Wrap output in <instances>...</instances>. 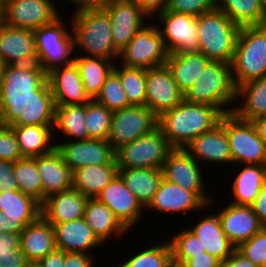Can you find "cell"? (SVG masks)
Listing matches in <instances>:
<instances>
[{
	"instance_id": "obj_27",
	"label": "cell",
	"mask_w": 266,
	"mask_h": 267,
	"mask_svg": "<svg viewBox=\"0 0 266 267\" xmlns=\"http://www.w3.org/2000/svg\"><path fill=\"white\" fill-rule=\"evenodd\" d=\"M200 239L205 251L224 262L236 249L222 230L218 215L208 214L189 228Z\"/></svg>"
},
{
	"instance_id": "obj_37",
	"label": "cell",
	"mask_w": 266,
	"mask_h": 267,
	"mask_svg": "<svg viewBox=\"0 0 266 267\" xmlns=\"http://www.w3.org/2000/svg\"><path fill=\"white\" fill-rule=\"evenodd\" d=\"M74 62L78 66L86 94L95 99L106 78L113 71L115 63L101 57L76 56Z\"/></svg>"
},
{
	"instance_id": "obj_52",
	"label": "cell",
	"mask_w": 266,
	"mask_h": 267,
	"mask_svg": "<svg viewBox=\"0 0 266 267\" xmlns=\"http://www.w3.org/2000/svg\"><path fill=\"white\" fill-rule=\"evenodd\" d=\"M181 267H221V261L207 252L185 259Z\"/></svg>"
},
{
	"instance_id": "obj_10",
	"label": "cell",
	"mask_w": 266,
	"mask_h": 267,
	"mask_svg": "<svg viewBox=\"0 0 266 267\" xmlns=\"http://www.w3.org/2000/svg\"><path fill=\"white\" fill-rule=\"evenodd\" d=\"M157 24L148 23L136 32L128 45L120 51V65L149 69L166 64L169 52Z\"/></svg>"
},
{
	"instance_id": "obj_62",
	"label": "cell",
	"mask_w": 266,
	"mask_h": 267,
	"mask_svg": "<svg viewBox=\"0 0 266 267\" xmlns=\"http://www.w3.org/2000/svg\"><path fill=\"white\" fill-rule=\"evenodd\" d=\"M71 3H74V5L80 4L83 0H68Z\"/></svg>"
},
{
	"instance_id": "obj_23",
	"label": "cell",
	"mask_w": 266,
	"mask_h": 267,
	"mask_svg": "<svg viewBox=\"0 0 266 267\" xmlns=\"http://www.w3.org/2000/svg\"><path fill=\"white\" fill-rule=\"evenodd\" d=\"M184 149L202 166L204 161L205 164L211 162L233 165L227 134L220 122L193 139Z\"/></svg>"
},
{
	"instance_id": "obj_65",
	"label": "cell",
	"mask_w": 266,
	"mask_h": 267,
	"mask_svg": "<svg viewBox=\"0 0 266 267\" xmlns=\"http://www.w3.org/2000/svg\"><path fill=\"white\" fill-rule=\"evenodd\" d=\"M0 21H1V0H0Z\"/></svg>"
},
{
	"instance_id": "obj_4",
	"label": "cell",
	"mask_w": 266,
	"mask_h": 267,
	"mask_svg": "<svg viewBox=\"0 0 266 267\" xmlns=\"http://www.w3.org/2000/svg\"><path fill=\"white\" fill-rule=\"evenodd\" d=\"M236 91L231 64L210 61L194 85L184 94V99L189 103L216 107L222 114H226L232 112L237 103Z\"/></svg>"
},
{
	"instance_id": "obj_60",
	"label": "cell",
	"mask_w": 266,
	"mask_h": 267,
	"mask_svg": "<svg viewBox=\"0 0 266 267\" xmlns=\"http://www.w3.org/2000/svg\"><path fill=\"white\" fill-rule=\"evenodd\" d=\"M26 267H42L39 261H29Z\"/></svg>"
},
{
	"instance_id": "obj_63",
	"label": "cell",
	"mask_w": 266,
	"mask_h": 267,
	"mask_svg": "<svg viewBox=\"0 0 266 267\" xmlns=\"http://www.w3.org/2000/svg\"><path fill=\"white\" fill-rule=\"evenodd\" d=\"M3 66H4V63L0 59V77H1L2 70H3Z\"/></svg>"
},
{
	"instance_id": "obj_42",
	"label": "cell",
	"mask_w": 266,
	"mask_h": 267,
	"mask_svg": "<svg viewBox=\"0 0 266 267\" xmlns=\"http://www.w3.org/2000/svg\"><path fill=\"white\" fill-rule=\"evenodd\" d=\"M136 253L118 267H170L173 264L169 241L164 240L160 244L150 245Z\"/></svg>"
},
{
	"instance_id": "obj_58",
	"label": "cell",
	"mask_w": 266,
	"mask_h": 267,
	"mask_svg": "<svg viewBox=\"0 0 266 267\" xmlns=\"http://www.w3.org/2000/svg\"><path fill=\"white\" fill-rule=\"evenodd\" d=\"M257 129L259 137L266 145V116L260 117L252 121Z\"/></svg>"
},
{
	"instance_id": "obj_20",
	"label": "cell",
	"mask_w": 266,
	"mask_h": 267,
	"mask_svg": "<svg viewBox=\"0 0 266 267\" xmlns=\"http://www.w3.org/2000/svg\"><path fill=\"white\" fill-rule=\"evenodd\" d=\"M47 81L56 106L85 104L91 100L85 92L79 68L74 61L50 70Z\"/></svg>"
},
{
	"instance_id": "obj_16",
	"label": "cell",
	"mask_w": 266,
	"mask_h": 267,
	"mask_svg": "<svg viewBox=\"0 0 266 267\" xmlns=\"http://www.w3.org/2000/svg\"><path fill=\"white\" fill-rule=\"evenodd\" d=\"M145 105L158 117L184 100L167 65L146 69Z\"/></svg>"
},
{
	"instance_id": "obj_47",
	"label": "cell",
	"mask_w": 266,
	"mask_h": 267,
	"mask_svg": "<svg viewBox=\"0 0 266 267\" xmlns=\"http://www.w3.org/2000/svg\"><path fill=\"white\" fill-rule=\"evenodd\" d=\"M236 249L256 266L264 265L266 262V228H262Z\"/></svg>"
},
{
	"instance_id": "obj_53",
	"label": "cell",
	"mask_w": 266,
	"mask_h": 267,
	"mask_svg": "<svg viewBox=\"0 0 266 267\" xmlns=\"http://www.w3.org/2000/svg\"><path fill=\"white\" fill-rule=\"evenodd\" d=\"M141 7V9L151 18L166 10L168 0H131ZM154 15V16H153Z\"/></svg>"
},
{
	"instance_id": "obj_29",
	"label": "cell",
	"mask_w": 266,
	"mask_h": 267,
	"mask_svg": "<svg viewBox=\"0 0 266 267\" xmlns=\"http://www.w3.org/2000/svg\"><path fill=\"white\" fill-rule=\"evenodd\" d=\"M83 218L103 245L110 237H124L129 232L115 214L97 198L88 199Z\"/></svg>"
},
{
	"instance_id": "obj_1",
	"label": "cell",
	"mask_w": 266,
	"mask_h": 267,
	"mask_svg": "<svg viewBox=\"0 0 266 267\" xmlns=\"http://www.w3.org/2000/svg\"><path fill=\"white\" fill-rule=\"evenodd\" d=\"M55 108L47 72L37 62L3 66L0 77L2 125H54Z\"/></svg>"
},
{
	"instance_id": "obj_40",
	"label": "cell",
	"mask_w": 266,
	"mask_h": 267,
	"mask_svg": "<svg viewBox=\"0 0 266 267\" xmlns=\"http://www.w3.org/2000/svg\"><path fill=\"white\" fill-rule=\"evenodd\" d=\"M18 190L43 202V185L36 166L35 157H23L14 162V173Z\"/></svg>"
},
{
	"instance_id": "obj_35",
	"label": "cell",
	"mask_w": 266,
	"mask_h": 267,
	"mask_svg": "<svg viewBox=\"0 0 266 267\" xmlns=\"http://www.w3.org/2000/svg\"><path fill=\"white\" fill-rule=\"evenodd\" d=\"M232 182V204L251 206L266 182V165L243 164Z\"/></svg>"
},
{
	"instance_id": "obj_56",
	"label": "cell",
	"mask_w": 266,
	"mask_h": 267,
	"mask_svg": "<svg viewBox=\"0 0 266 267\" xmlns=\"http://www.w3.org/2000/svg\"><path fill=\"white\" fill-rule=\"evenodd\" d=\"M25 225L21 221H12L2 211H0V232L20 234Z\"/></svg>"
},
{
	"instance_id": "obj_54",
	"label": "cell",
	"mask_w": 266,
	"mask_h": 267,
	"mask_svg": "<svg viewBox=\"0 0 266 267\" xmlns=\"http://www.w3.org/2000/svg\"><path fill=\"white\" fill-rule=\"evenodd\" d=\"M263 228H266V182L251 205Z\"/></svg>"
},
{
	"instance_id": "obj_2",
	"label": "cell",
	"mask_w": 266,
	"mask_h": 267,
	"mask_svg": "<svg viewBox=\"0 0 266 267\" xmlns=\"http://www.w3.org/2000/svg\"><path fill=\"white\" fill-rule=\"evenodd\" d=\"M72 12L74 52H84L85 56L101 57L115 61L120 52L112 40L111 21L108 13L101 6L76 5ZM81 50V51H80Z\"/></svg>"
},
{
	"instance_id": "obj_38",
	"label": "cell",
	"mask_w": 266,
	"mask_h": 267,
	"mask_svg": "<svg viewBox=\"0 0 266 267\" xmlns=\"http://www.w3.org/2000/svg\"><path fill=\"white\" fill-rule=\"evenodd\" d=\"M86 103L66 106H56L54 131L59 130L64 138L69 140H87L89 137L85 125ZM71 137V138H70Z\"/></svg>"
},
{
	"instance_id": "obj_31",
	"label": "cell",
	"mask_w": 266,
	"mask_h": 267,
	"mask_svg": "<svg viewBox=\"0 0 266 267\" xmlns=\"http://www.w3.org/2000/svg\"><path fill=\"white\" fill-rule=\"evenodd\" d=\"M241 99V100H240ZM233 113L241 120L254 121L266 116V76L250 80L236 91V102Z\"/></svg>"
},
{
	"instance_id": "obj_7",
	"label": "cell",
	"mask_w": 266,
	"mask_h": 267,
	"mask_svg": "<svg viewBox=\"0 0 266 267\" xmlns=\"http://www.w3.org/2000/svg\"><path fill=\"white\" fill-rule=\"evenodd\" d=\"M219 122L225 128L233 164L266 165V145L252 121L241 120L230 112L223 114Z\"/></svg>"
},
{
	"instance_id": "obj_44",
	"label": "cell",
	"mask_w": 266,
	"mask_h": 267,
	"mask_svg": "<svg viewBox=\"0 0 266 267\" xmlns=\"http://www.w3.org/2000/svg\"><path fill=\"white\" fill-rule=\"evenodd\" d=\"M171 238L169 243L172 250L173 264L180 265L185 259L206 252L200 243V239L189 228L183 229L180 233H175Z\"/></svg>"
},
{
	"instance_id": "obj_21",
	"label": "cell",
	"mask_w": 266,
	"mask_h": 267,
	"mask_svg": "<svg viewBox=\"0 0 266 267\" xmlns=\"http://www.w3.org/2000/svg\"><path fill=\"white\" fill-rule=\"evenodd\" d=\"M0 59L4 65L36 63L34 30L7 26L0 21Z\"/></svg>"
},
{
	"instance_id": "obj_59",
	"label": "cell",
	"mask_w": 266,
	"mask_h": 267,
	"mask_svg": "<svg viewBox=\"0 0 266 267\" xmlns=\"http://www.w3.org/2000/svg\"><path fill=\"white\" fill-rule=\"evenodd\" d=\"M113 0H83L80 5L101 6Z\"/></svg>"
},
{
	"instance_id": "obj_14",
	"label": "cell",
	"mask_w": 266,
	"mask_h": 267,
	"mask_svg": "<svg viewBox=\"0 0 266 267\" xmlns=\"http://www.w3.org/2000/svg\"><path fill=\"white\" fill-rule=\"evenodd\" d=\"M215 200L209 193H193L185 190L179 185L162 179L157 192L152 200L145 207L148 210L154 209L162 213L190 212L213 205Z\"/></svg>"
},
{
	"instance_id": "obj_3",
	"label": "cell",
	"mask_w": 266,
	"mask_h": 267,
	"mask_svg": "<svg viewBox=\"0 0 266 267\" xmlns=\"http://www.w3.org/2000/svg\"><path fill=\"white\" fill-rule=\"evenodd\" d=\"M222 115L216 107L189 103L184 99L158 117V127L172 148H185L193 139L217 125Z\"/></svg>"
},
{
	"instance_id": "obj_22",
	"label": "cell",
	"mask_w": 266,
	"mask_h": 267,
	"mask_svg": "<svg viewBox=\"0 0 266 267\" xmlns=\"http://www.w3.org/2000/svg\"><path fill=\"white\" fill-rule=\"evenodd\" d=\"M216 214L222 230L236 248L263 228L251 206L230 203Z\"/></svg>"
},
{
	"instance_id": "obj_50",
	"label": "cell",
	"mask_w": 266,
	"mask_h": 267,
	"mask_svg": "<svg viewBox=\"0 0 266 267\" xmlns=\"http://www.w3.org/2000/svg\"><path fill=\"white\" fill-rule=\"evenodd\" d=\"M13 173L14 162L0 160V192L18 190V184Z\"/></svg>"
},
{
	"instance_id": "obj_9",
	"label": "cell",
	"mask_w": 266,
	"mask_h": 267,
	"mask_svg": "<svg viewBox=\"0 0 266 267\" xmlns=\"http://www.w3.org/2000/svg\"><path fill=\"white\" fill-rule=\"evenodd\" d=\"M159 127L115 151L118 168H162L172 150Z\"/></svg>"
},
{
	"instance_id": "obj_51",
	"label": "cell",
	"mask_w": 266,
	"mask_h": 267,
	"mask_svg": "<svg viewBox=\"0 0 266 267\" xmlns=\"http://www.w3.org/2000/svg\"><path fill=\"white\" fill-rule=\"evenodd\" d=\"M92 254L64 252V267H94Z\"/></svg>"
},
{
	"instance_id": "obj_6",
	"label": "cell",
	"mask_w": 266,
	"mask_h": 267,
	"mask_svg": "<svg viewBox=\"0 0 266 267\" xmlns=\"http://www.w3.org/2000/svg\"><path fill=\"white\" fill-rule=\"evenodd\" d=\"M231 70L236 88L266 76V24L240 27Z\"/></svg>"
},
{
	"instance_id": "obj_12",
	"label": "cell",
	"mask_w": 266,
	"mask_h": 267,
	"mask_svg": "<svg viewBox=\"0 0 266 267\" xmlns=\"http://www.w3.org/2000/svg\"><path fill=\"white\" fill-rule=\"evenodd\" d=\"M55 4L54 0H1V22L15 28L35 30L61 16Z\"/></svg>"
},
{
	"instance_id": "obj_19",
	"label": "cell",
	"mask_w": 266,
	"mask_h": 267,
	"mask_svg": "<svg viewBox=\"0 0 266 267\" xmlns=\"http://www.w3.org/2000/svg\"><path fill=\"white\" fill-rule=\"evenodd\" d=\"M96 198L104 203L129 231L137 225L145 209L119 174L104 187Z\"/></svg>"
},
{
	"instance_id": "obj_25",
	"label": "cell",
	"mask_w": 266,
	"mask_h": 267,
	"mask_svg": "<svg viewBox=\"0 0 266 267\" xmlns=\"http://www.w3.org/2000/svg\"><path fill=\"white\" fill-rule=\"evenodd\" d=\"M88 199L73 188L50 195L41 203V216L51 225L83 218Z\"/></svg>"
},
{
	"instance_id": "obj_36",
	"label": "cell",
	"mask_w": 266,
	"mask_h": 267,
	"mask_svg": "<svg viewBox=\"0 0 266 267\" xmlns=\"http://www.w3.org/2000/svg\"><path fill=\"white\" fill-rule=\"evenodd\" d=\"M0 211L12 221H21L26 226L41 216V203L19 190L2 191L0 192Z\"/></svg>"
},
{
	"instance_id": "obj_5",
	"label": "cell",
	"mask_w": 266,
	"mask_h": 267,
	"mask_svg": "<svg viewBox=\"0 0 266 267\" xmlns=\"http://www.w3.org/2000/svg\"><path fill=\"white\" fill-rule=\"evenodd\" d=\"M240 27L219 9L197 17L198 52L210 61L231 64Z\"/></svg>"
},
{
	"instance_id": "obj_30",
	"label": "cell",
	"mask_w": 266,
	"mask_h": 267,
	"mask_svg": "<svg viewBox=\"0 0 266 267\" xmlns=\"http://www.w3.org/2000/svg\"><path fill=\"white\" fill-rule=\"evenodd\" d=\"M53 127L54 125L10 126L23 157L42 156L53 152L56 146L54 143L59 142L52 135L56 134ZM51 140L55 142L51 143Z\"/></svg>"
},
{
	"instance_id": "obj_48",
	"label": "cell",
	"mask_w": 266,
	"mask_h": 267,
	"mask_svg": "<svg viewBox=\"0 0 266 267\" xmlns=\"http://www.w3.org/2000/svg\"><path fill=\"white\" fill-rule=\"evenodd\" d=\"M216 9V0H168L166 10L198 17Z\"/></svg>"
},
{
	"instance_id": "obj_57",
	"label": "cell",
	"mask_w": 266,
	"mask_h": 267,
	"mask_svg": "<svg viewBox=\"0 0 266 267\" xmlns=\"http://www.w3.org/2000/svg\"><path fill=\"white\" fill-rule=\"evenodd\" d=\"M42 267H64V252L60 249H55L39 260Z\"/></svg>"
},
{
	"instance_id": "obj_39",
	"label": "cell",
	"mask_w": 266,
	"mask_h": 267,
	"mask_svg": "<svg viewBox=\"0 0 266 267\" xmlns=\"http://www.w3.org/2000/svg\"><path fill=\"white\" fill-rule=\"evenodd\" d=\"M216 8L239 27L266 24L260 0H216Z\"/></svg>"
},
{
	"instance_id": "obj_45",
	"label": "cell",
	"mask_w": 266,
	"mask_h": 267,
	"mask_svg": "<svg viewBox=\"0 0 266 267\" xmlns=\"http://www.w3.org/2000/svg\"><path fill=\"white\" fill-rule=\"evenodd\" d=\"M95 100L112 111L131 106L122 88L121 80L114 71L106 78Z\"/></svg>"
},
{
	"instance_id": "obj_8",
	"label": "cell",
	"mask_w": 266,
	"mask_h": 267,
	"mask_svg": "<svg viewBox=\"0 0 266 267\" xmlns=\"http://www.w3.org/2000/svg\"><path fill=\"white\" fill-rule=\"evenodd\" d=\"M62 16L51 24L34 30L37 63L48 73L53 68L74 61L73 35L68 32L67 22Z\"/></svg>"
},
{
	"instance_id": "obj_41",
	"label": "cell",
	"mask_w": 266,
	"mask_h": 267,
	"mask_svg": "<svg viewBox=\"0 0 266 267\" xmlns=\"http://www.w3.org/2000/svg\"><path fill=\"white\" fill-rule=\"evenodd\" d=\"M130 105H145L146 69L114 65Z\"/></svg>"
},
{
	"instance_id": "obj_24",
	"label": "cell",
	"mask_w": 266,
	"mask_h": 267,
	"mask_svg": "<svg viewBox=\"0 0 266 267\" xmlns=\"http://www.w3.org/2000/svg\"><path fill=\"white\" fill-rule=\"evenodd\" d=\"M52 227L56 249L63 252L90 254L93 248L104 246L84 218L53 224Z\"/></svg>"
},
{
	"instance_id": "obj_17",
	"label": "cell",
	"mask_w": 266,
	"mask_h": 267,
	"mask_svg": "<svg viewBox=\"0 0 266 267\" xmlns=\"http://www.w3.org/2000/svg\"><path fill=\"white\" fill-rule=\"evenodd\" d=\"M55 150L73 171L88 165L108 164L115 159V150L106 140H68L56 144Z\"/></svg>"
},
{
	"instance_id": "obj_11",
	"label": "cell",
	"mask_w": 266,
	"mask_h": 267,
	"mask_svg": "<svg viewBox=\"0 0 266 267\" xmlns=\"http://www.w3.org/2000/svg\"><path fill=\"white\" fill-rule=\"evenodd\" d=\"M158 127V116L146 105H131L113 111L107 141L116 151Z\"/></svg>"
},
{
	"instance_id": "obj_61",
	"label": "cell",
	"mask_w": 266,
	"mask_h": 267,
	"mask_svg": "<svg viewBox=\"0 0 266 267\" xmlns=\"http://www.w3.org/2000/svg\"><path fill=\"white\" fill-rule=\"evenodd\" d=\"M260 4L263 10V13L266 16V0H260Z\"/></svg>"
},
{
	"instance_id": "obj_15",
	"label": "cell",
	"mask_w": 266,
	"mask_h": 267,
	"mask_svg": "<svg viewBox=\"0 0 266 267\" xmlns=\"http://www.w3.org/2000/svg\"><path fill=\"white\" fill-rule=\"evenodd\" d=\"M101 7L110 17L112 40L119 52L128 45L136 32L146 25V19L150 20L141 7L131 0H113Z\"/></svg>"
},
{
	"instance_id": "obj_64",
	"label": "cell",
	"mask_w": 266,
	"mask_h": 267,
	"mask_svg": "<svg viewBox=\"0 0 266 267\" xmlns=\"http://www.w3.org/2000/svg\"><path fill=\"white\" fill-rule=\"evenodd\" d=\"M170 267H181L180 265L172 264Z\"/></svg>"
},
{
	"instance_id": "obj_33",
	"label": "cell",
	"mask_w": 266,
	"mask_h": 267,
	"mask_svg": "<svg viewBox=\"0 0 266 267\" xmlns=\"http://www.w3.org/2000/svg\"><path fill=\"white\" fill-rule=\"evenodd\" d=\"M210 60L201 52H184L169 54L166 65L170 69L173 79L185 94L195 83L198 75Z\"/></svg>"
},
{
	"instance_id": "obj_28",
	"label": "cell",
	"mask_w": 266,
	"mask_h": 267,
	"mask_svg": "<svg viewBox=\"0 0 266 267\" xmlns=\"http://www.w3.org/2000/svg\"><path fill=\"white\" fill-rule=\"evenodd\" d=\"M20 248L29 261H39L56 249L52 225L40 216L20 233Z\"/></svg>"
},
{
	"instance_id": "obj_46",
	"label": "cell",
	"mask_w": 266,
	"mask_h": 267,
	"mask_svg": "<svg viewBox=\"0 0 266 267\" xmlns=\"http://www.w3.org/2000/svg\"><path fill=\"white\" fill-rule=\"evenodd\" d=\"M28 262L20 248V234L0 232V267H26Z\"/></svg>"
},
{
	"instance_id": "obj_34",
	"label": "cell",
	"mask_w": 266,
	"mask_h": 267,
	"mask_svg": "<svg viewBox=\"0 0 266 267\" xmlns=\"http://www.w3.org/2000/svg\"><path fill=\"white\" fill-rule=\"evenodd\" d=\"M118 174L144 208L163 179L162 168H118Z\"/></svg>"
},
{
	"instance_id": "obj_49",
	"label": "cell",
	"mask_w": 266,
	"mask_h": 267,
	"mask_svg": "<svg viewBox=\"0 0 266 267\" xmlns=\"http://www.w3.org/2000/svg\"><path fill=\"white\" fill-rule=\"evenodd\" d=\"M23 158L16 135L8 125L0 126V160L16 162Z\"/></svg>"
},
{
	"instance_id": "obj_55",
	"label": "cell",
	"mask_w": 266,
	"mask_h": 267,
	"mask_svg": "<svg viewBox=\"0 0 266 267\" xmlns=\"http://www.w3.org/2000/svg\"><path fill=\"white\" fill-rule=\"evenodd\" d=\"M221 267H257L237 249L224 261L221 262Z\"/></svg>"
},
{
	"instance_id": "obj_32",
	"label": "cell",
	"mask_w": 266,
	"mask_h": 267,
	"mask_svg": "<svg viewBox=\"0 0 266 267\" xmlns=\"http://www.w3.org/2000/svg\"><path fill=\"white\" fill-rule=\"evenodd\" d=\"M117 174L116 158L108 164L78 168L73 171L72 188L89 198H96Z\"/></svg>"
},
{
	"instance_id": "obj_13",
	"label": "cell",
	"mask_w": 266,
	"mask_h": 267,
	"mask_svg": "<svg viewBox=\"0 0 266 267\" xmlns=\"http://www.w3.org/2000/svg\"><path fill=\"white\" fill-rule=\"evenodd\" d=\"M156 18L163 25L157 28L169 54L198 51L196 16L164 10Z\"/></svg>"
},
{
	"instance_id": "obj_26",
	"label": "cell",
	"mask_w": 266,
	"mask_h": 267,
	"mask_svg": "<svg viewBox=\"0 0 266 267\" xmlns=\"http://www.w3.org/2000/svg\"><path fill=\"white\" fill-rule=\"evenodd\" d=\"M36 166L43 185V201L50 195L72 189L73 170L63 162L56 150L36 156Z\"/></svg>"
},
{
	"instance_id": "obj_43",
	"label": "cell",
	"mask_w": 266,
	"mask_h": 267,
	"mask_svg": "<svg viewBox=\"0 0 266 267\" xmlns=\"http://www.w3.org/2000/svg\"><path fill=\"white\" fill-rule=\"evenodd\" d=\"M112 114V110H109L95 99L86 103L85 125L90 138L107 141Z\"/></svg>"
},
{
	"instance_id": "obj_18",
	"label": "cell",
	"mask_w": 266,
	"mask_h": 267,
	"mask_svg": "<svg viewBox=\"0 0 266 267\" xmlns=\"http://www.w3.org/2000/svg\"><path fill=\"white\" fill-rule=\"evenodd\" d=\"M200 165L184 148H173L163 163V178L193 193H207Z\"/></svg>"
}]
</instances>
